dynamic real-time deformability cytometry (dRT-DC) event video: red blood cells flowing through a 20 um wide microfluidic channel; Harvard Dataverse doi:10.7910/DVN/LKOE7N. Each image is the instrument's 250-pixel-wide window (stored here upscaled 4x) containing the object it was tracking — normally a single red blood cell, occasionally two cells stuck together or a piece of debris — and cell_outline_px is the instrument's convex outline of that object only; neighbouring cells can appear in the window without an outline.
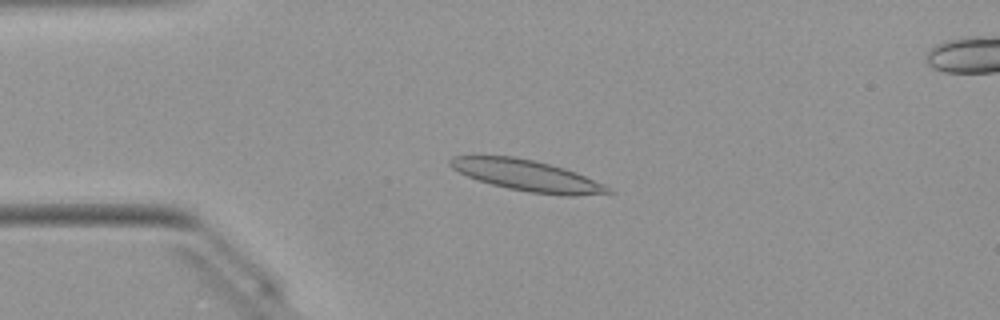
{"species": "Egyptian fruit bat (a non-hibernating species)", "species_latin": "Rousettus aegyptiacus", "temperature_condition": "warm", "stored_images_in_passage": 43, "camera_frame_rate_fps": 3000, "um_per_image_px": 0.085, "animal": {"sex": "female"}, "frame": {"image": 1, "passage_image": 10, "time_ms": 3.0, "image_size_px": [1000, 320], "cell_outline_px": [[616, 192], [576, 196], [564, 196], [528, 192], [508, 188], [476, 180], [452, 168], [448, 164], [448, 160], [452, 156], [472, 152], [512, 156], [532, 160], [564, 168], [576, 172], [604, 184], [612, 188]], "centroid_in_image_um": [44.71, 14.88], "position_along_channel_um": 40.3, "area_um2": 29.42}}
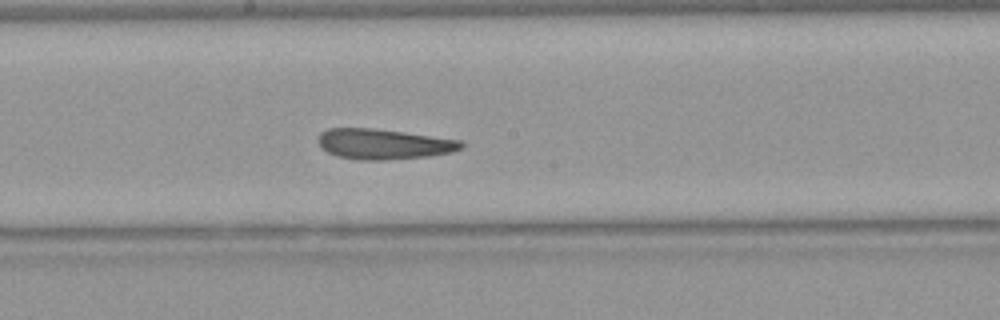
{"frame": {"image": 2, "passage_image": 25, "time_ms": 8.0, "image_size_px": [1000, 320], "cell_outline_px": [[464, 144], [460, 148], [452, 152], [428, 156], [384, 160], [360, 160], [336, 156], [328, 152], [316, 140], [320, 132], [328, 128], [372, 128], [404, 132], [460, 140]], "centroid_in_image_um": [32.57, 12.24], "position_along_channel_um": 215.6, "area_um2": 25.2}}
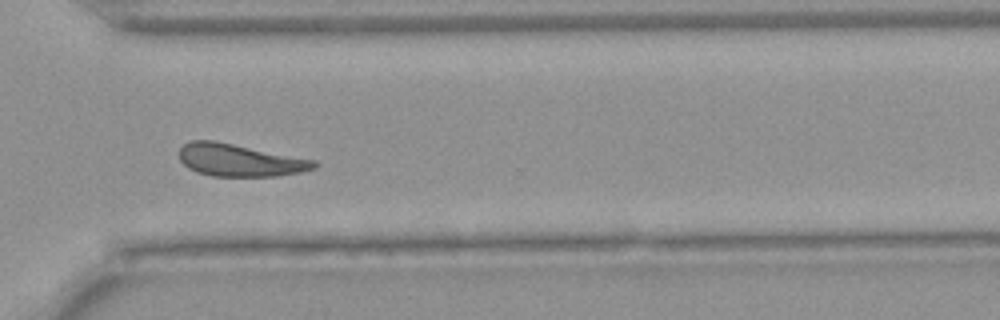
{"frame": {"image": 3, "passage_image": 35, "time_ms": 11.333, "image_size_px": [1000, 320], "cell_outline_px": [[316, 168], [300, 172], [276, 176], [212, 176], [196, 172], [188, 168], [180, 160], [180, 148], [188, 140], [216, 140], [316, 160]], "centroid_in_image_um": [20.36, 13.6], "position_along_channel_um": 350.2, "area_um2": 25.61}, "authors_computed_cell_mechanics": {"area_um2": 25.7788, "velocity_mm_per_s": 4.0343, "shape_relaxation_time_tau1_ms": 5.508, "shape_relaxation_time_tau2_ms": 3.1463, "deformation_change_tau1": 0.1741, "deformation_change_tau2": 0.1336}}